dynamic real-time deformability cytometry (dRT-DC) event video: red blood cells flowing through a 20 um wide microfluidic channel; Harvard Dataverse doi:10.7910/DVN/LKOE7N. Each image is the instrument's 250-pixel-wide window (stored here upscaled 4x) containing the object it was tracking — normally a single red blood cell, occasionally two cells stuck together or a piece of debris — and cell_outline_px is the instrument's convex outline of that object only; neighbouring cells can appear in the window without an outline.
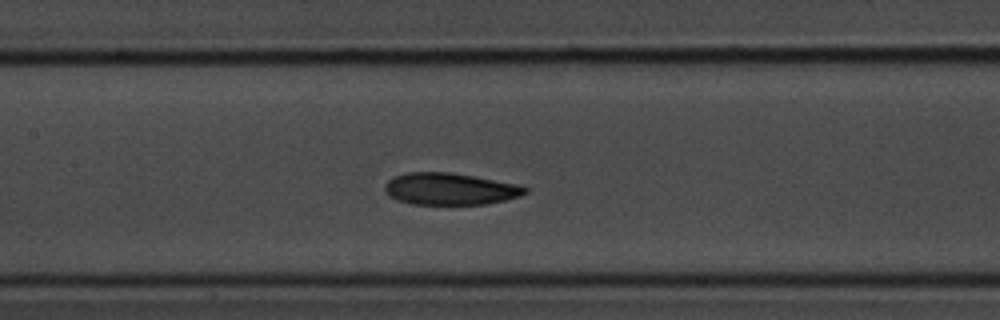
{"species": "common noctule bat (a hibernating species)", "species_latin": "Nyctalus noctula", "temperature_condition": "room temperature", "stored_images_in_passage": 26, "camera_frame_rate_fps": 3000, "um_per_image_px": 0.085, "animal": {"sex": "male", "body_mass_g": 20.1, "forearm_length_mm": 53.5}, "frame": {"image": 1, "passage_image": 7, "time_ms": 2.0, "image_size_px": [1000, 320], "cell_outline_px": [[528, 192], [520, 196], [488, 204], [412, 204], [396, 200], [388, 196], [384, 192], [384, 184], [392, 176], [404, 172], [448, 172], [472, 176], [516, 184], [528, 188]], "centroid_in_image_um": [38.17, 16.06], "position_along_channel_um": 169.2, "area_um2": 26.18}}
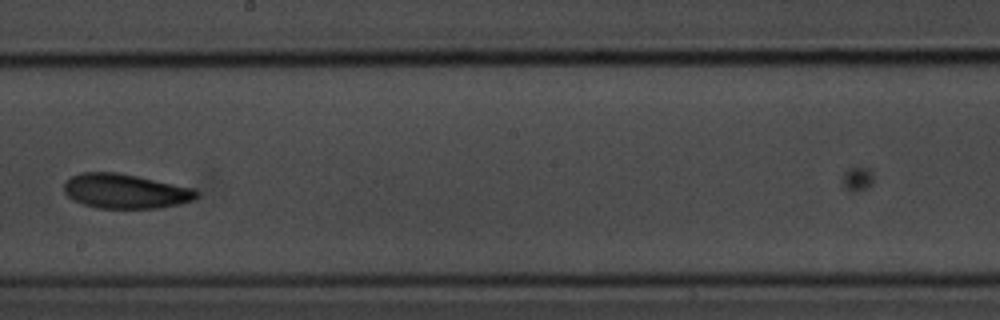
{"frame": {"image": 2, "passage_image": 11, "time_ms": 3.333, "image_size_px": [1000, 320], "cell_outline_px": [[200, 192], [192, 200], [180, 204], [160, 208], [96, 208], [72, 200], [64, 192], [64, 184], [72, 176], [80, 172], [116, 172], [196, 188]], "centroid_in_image_um": [10.66, 16.25], "position_along_channel_um": 237.5, "area_um2": 26.76}}
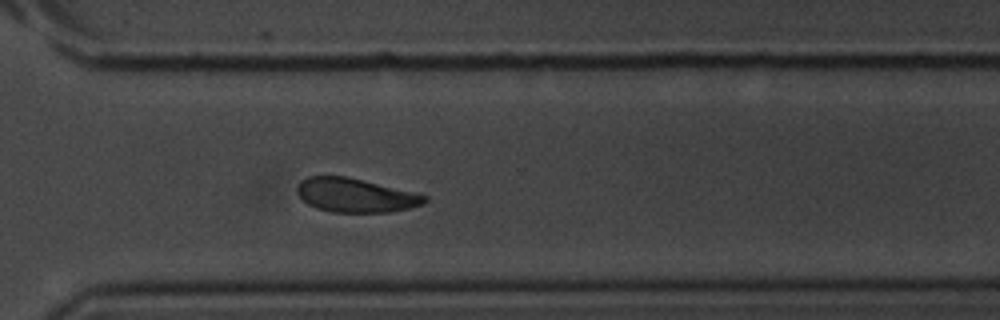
{"frame": {"image": 3, "passage_image": 17, "time_ms": 5.333, "image_size_px": [1000, 320], "cell_outline_px": [[428, 200], [424, 204], [408, 208], [388, 212], [332, 212], [316, 208], [308, 204], [300, 196], [296, 188], [300, 180], [308, 176], [348, 176], [428, 196]], "centroid_in_image_um": [30.2, 16.59], "position_along_channel_um": 340.4, "area_um2": 25.09}}